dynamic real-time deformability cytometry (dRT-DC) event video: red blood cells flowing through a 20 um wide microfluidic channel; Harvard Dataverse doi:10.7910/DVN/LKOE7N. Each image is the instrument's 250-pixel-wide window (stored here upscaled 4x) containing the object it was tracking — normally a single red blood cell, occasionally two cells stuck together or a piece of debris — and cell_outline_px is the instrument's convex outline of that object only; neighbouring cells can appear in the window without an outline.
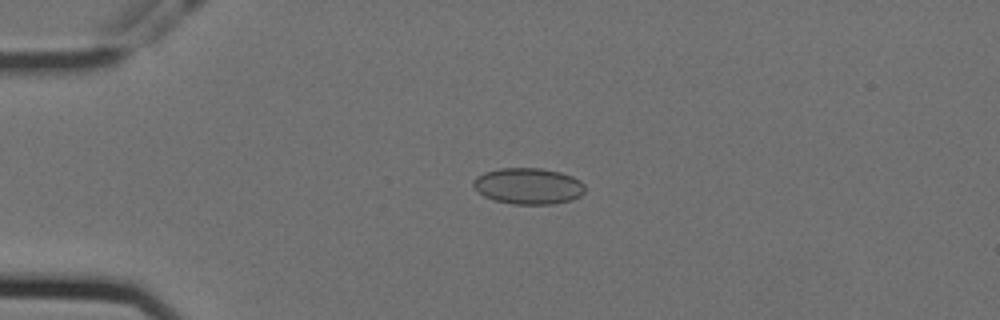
{"species": "Egyptian fruit bat (a non-hibernating species)", "species_latin": "Rousettus aegyptiacus", "temperature_condition": "cold", "stored_images_in_passage": 57, "camera_frame_rate_fps": 3000, "um_per_image_px": 0.085, "animal": {"sex": "female"}, "frame": {"image": 1, "passage_image": 14, "time_ms": 4.333, "image_size_px": [1000, 320], "cell_outline_px": [[584, 192], [580, 196], [572, 200], [552, 204], [512, 204], [492, 200], [484, 196], [472, 184], [472, 180], [476, 176], [484, 172], [500, 168], [540, 168], [560, 172], [572, 176], [580, 180], [584, 184]], "centroid_in_image_um": [44.9, 15.81], "position_along_channel_um": 40.1, "area_um2": 23.7}}
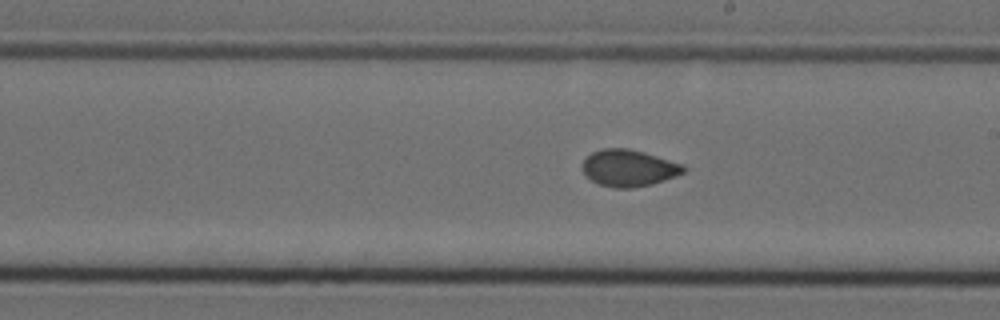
{"frame": {"image": 2, "passage_image": 33, "time_ms": 10.667, "image_size_px": [1000, 320], "cell_outline_px": [[688, 168], [684, 172], [676, 176], [652, 184], [632, 188], [616, 188], [600, 184], [592, 180], [584, 172], [584, 160], [592, 152], [600, 148], [628, 148], [644, 152], [684, 164]], "centroid_in_image_um": [53.5, 14.27], "position_along_channel_um": 235.5, "area_um2": 21.56}}
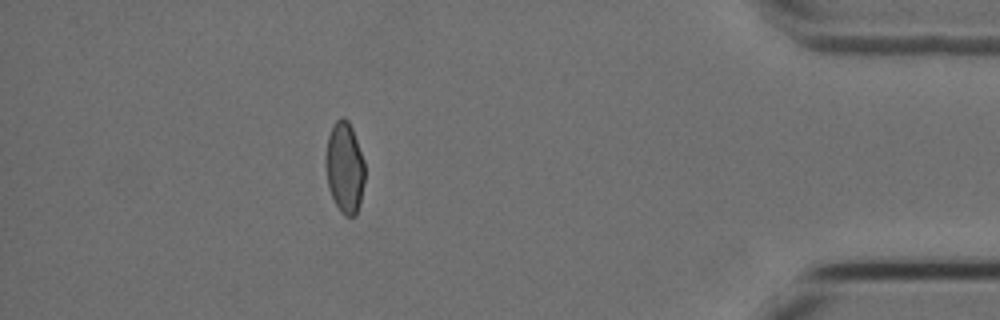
{"frame": {"image": 3, "passage_image": 51, "time_ms": 16.667, "image_size_px": [1000, 320], "cell_outline_px": [[364, 180], [360, 204], [356, 216], [344, 216], [340, 212], [328, 188], [324, 164], [324, 160], [328, 136], [332, 124], [340, 116], [344, 116], [348, 120], [352, 128], [364, 160]], "centroid_in_image_um": [29.27, 14.23], "position_along_channel_um": 405.9, "area_um2": 21.15}, "authors_computed_cell_mechanics": {"area_um2": 21.7328, "velocity_mm_per_s": 3.57, "shape_relaxation_time_tau1_ms": null, "shape_relaxation_time_tau2_ms": 1.4482, "deformation_change_tau1": null, "deformation_change_tau2": 0.0401}}